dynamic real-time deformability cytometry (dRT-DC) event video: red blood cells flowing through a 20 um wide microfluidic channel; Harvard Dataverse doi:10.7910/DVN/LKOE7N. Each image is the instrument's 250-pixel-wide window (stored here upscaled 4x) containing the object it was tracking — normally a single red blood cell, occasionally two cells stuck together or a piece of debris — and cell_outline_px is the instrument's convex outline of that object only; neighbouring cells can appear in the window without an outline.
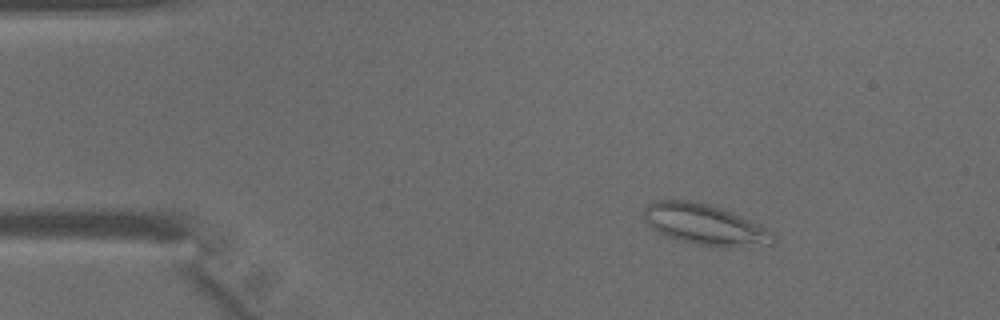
{"species": "common noctule bat (a hibernating species)", "species_latin": "Nyctalus noctula", "temperature_condition": "warm", "stored_images_in_passage": 45, "camera_frame_rate_fps": 3000, "um_per_image_px": 0.085, "animal": {"sex": "male", "body_mass_g": 15.6}, "frame": {"image": 1, "passage_image": 7, "time_ms": 2.0, "image_size_px": [1000, 320], "cell_outline_px": [[776, 244], [736, 248], [720, 248], [696, 244], [680, 240], [668, 236], [652, 228], [644, 220], [644, 208], [648, 204], [656, 200], [692, 200], [708, 204], [720, 208], [760, 224], [772, 232], [776, 236]], "centroid_in_image_um": [59.97, 19.11], "position_along_channel_um": 25.0, "area_um2": 30.98}}
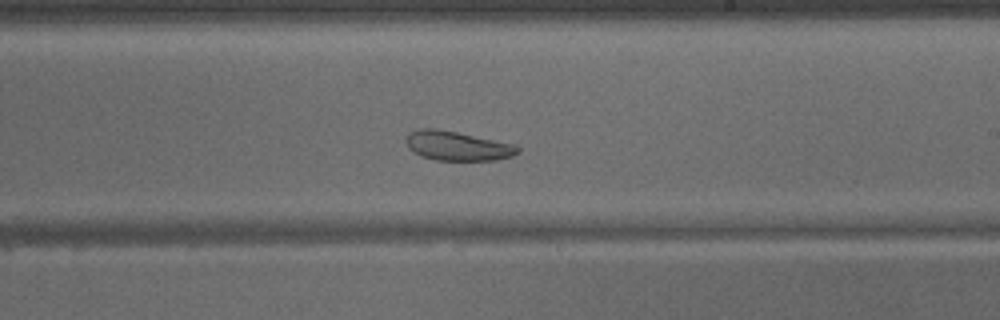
{"frame": {"image": 2, "passage_image": 27, "time_ms": 8.667, "image_size_px": [1000, 320], "cell_outline_px": [[520, 152], [512, 156], [496, 160], [436, 160], [420, 156], [412, 152], [408, 148], [404, 140], [408, 132], [420, 128], [436, 128], [516, 144], [520, 148]], "centroid_in_image_um": [38.84, 12.4], "position_along_channel_um": 250.2, "area_um2": 19.36}}
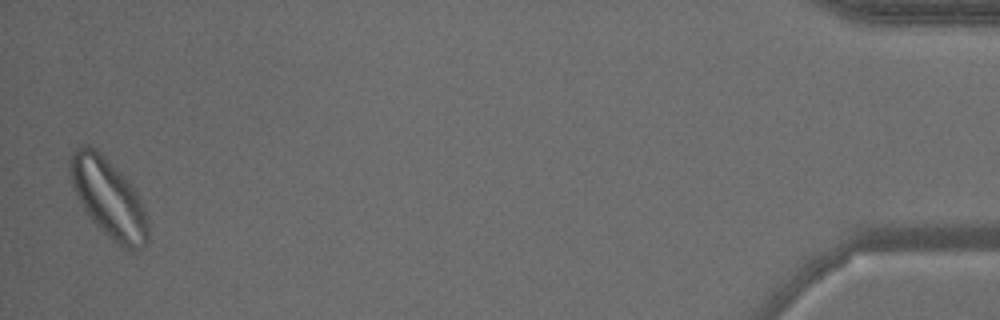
{"frame": {"image": 3, "passage_image": 45, "time_ms": 14.667, "image_size_px": [1000, 320], "cell_outline_px": [[148, 240], [144, 248], [136, 252], [132, 252], [116, 244], [88, 216], [72, 184], [68, 164], [68, 156], [80, 144], [88, 144], [96, 148], [120, 172], [136, 192], [144, 208], [148, 220]], "centroid_in_image_um": [9.23, 16.85], "position_along_channel_um": 426.0, "area_um2": 35.84}}